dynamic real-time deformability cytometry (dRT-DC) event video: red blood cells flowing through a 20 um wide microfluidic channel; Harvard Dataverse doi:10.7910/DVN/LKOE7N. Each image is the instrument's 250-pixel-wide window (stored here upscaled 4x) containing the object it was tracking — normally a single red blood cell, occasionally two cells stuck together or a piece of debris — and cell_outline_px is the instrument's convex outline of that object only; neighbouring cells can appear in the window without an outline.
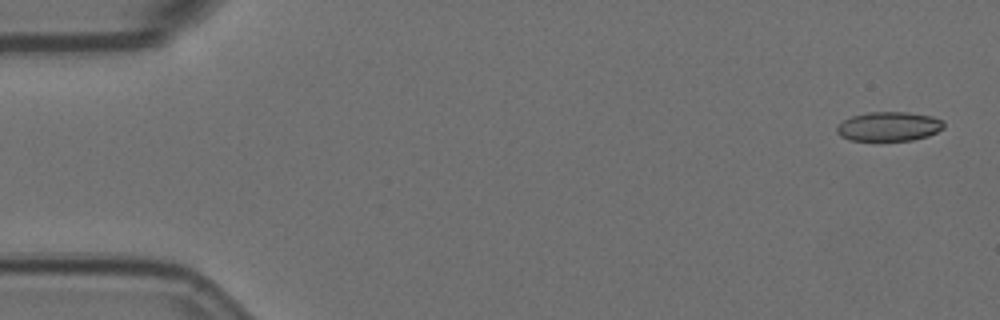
{"species": "Egyptian fruit bat (a non-hibernating species)", "species_latin": "Rousettus aegyptiacus", "temperature_condition": "room temperature", "stored_images_in_passage": 15, "camera_frame_rate_fps": 3000, "um_per_image_px": 0.085, "animal": {"sex": "female"}, "frame": {"image": 1, "passage_image": 1, "time_ms": 0.0, "image_size_px": [1000, 320], "cell_outline_px": [[944, 128], [928, 136], [912, 140], [848, 140], [840, 136], [836, 132], [836, 124], [852, 116], [868, 112], [904, 112], [932, 116], [944, 120]], "centroid_in_image_um": [75.54, 10.74], "position_along_channel_um": 9.5, "area_um2": 18.32}}
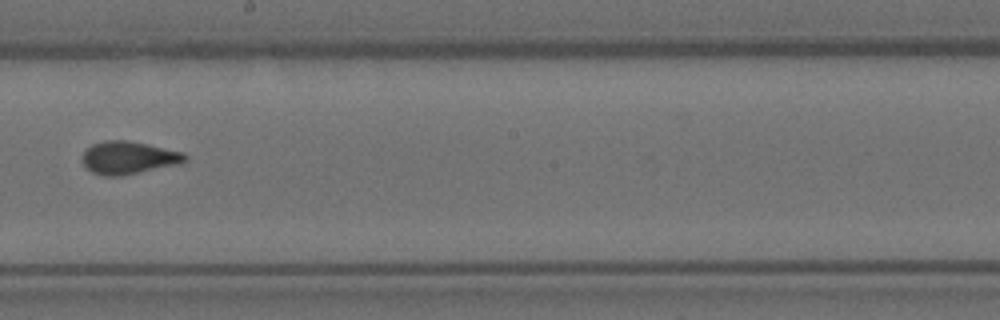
{"frame": {"image": 2, "passage_image": 9, "time_ms": 2.667, "image_size_px": [1000, 320], "cell_outline_px": [[188, 160], [184, 164], [120, 176], [104, 176], [92, 172], [84, 168], [80, 160], [84, 152], [92, 144], [104, 140], [128, 140], [184, 152], [188, 156]], "centroid_in_image_um": [10.95, 13.42], "position_along_channel_um": 237.3, "area_um2": 20.11}}
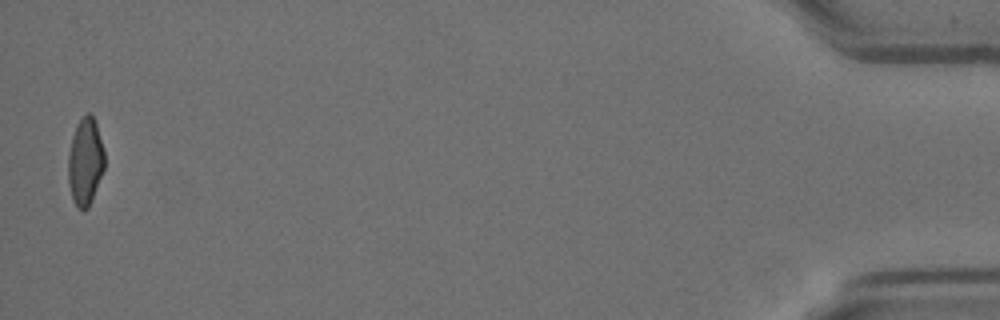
{"frame": {"image": 3, "passage_image": 15, "time_ms": 4.667, "image_size_px": [1000, 320], "cell_outline_px": [[104, 168], [92, 200], [88, 208], [84, 212], [76, 208], [72, 200], [68, 184], [68, 156], [72, 136], [80, 120], [88, 112], [92, 116], [96, 124], [104, 152]], "centroid_in_image_um": [7.23, 13.83], "position_along_channel_um": 428.0, "area_um2": 18.44}}